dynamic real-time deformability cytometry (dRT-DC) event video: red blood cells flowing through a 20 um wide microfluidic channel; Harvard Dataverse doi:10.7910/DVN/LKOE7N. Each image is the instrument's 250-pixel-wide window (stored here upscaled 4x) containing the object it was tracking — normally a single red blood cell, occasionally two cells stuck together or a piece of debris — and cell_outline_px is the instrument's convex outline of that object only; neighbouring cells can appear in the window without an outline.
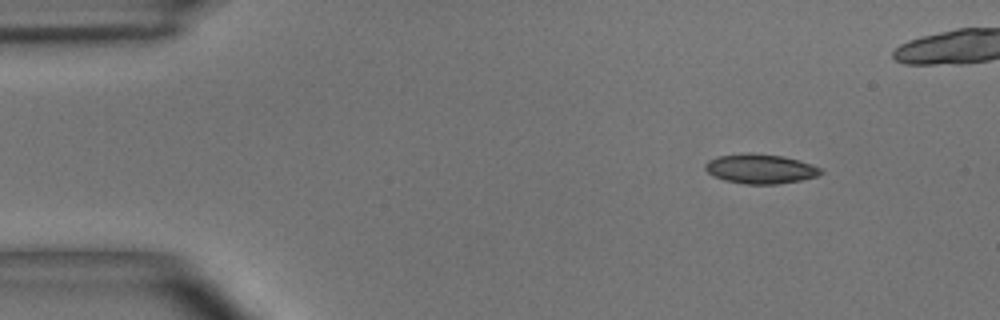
{"species": "common noctule bat (a hibernating species)", "species_latin": "Nyctalus noctula", "temperature_condition": "room temperature", "stored_images_in_passage": 5, "segment_of_instrument_passage": [2, 2], "camera_frame_rate_fps": 3000, "um_per_image_px": 0.085, "animal": {"sex": "male", "body_mass_g": 15.6}, "frame": {"image": 1, "passage_image": 5, "time_ms": 5.333, "image_size_px": [1000, 320], "cell_outline_px": [[824, 172], [816, 176], [800, 180], [776, 184], [744, 184], [724, 180], [712, 176], [704, 168], [704, 164], [708, 160], [716, 156], [748, 152], [780, 156], [800, 160], [812, 164], [820, 168]], "centroid_in_image_um": [64.59, 14.34], "position_along_channel_um": 20.4, "area_um2": 20.0}}